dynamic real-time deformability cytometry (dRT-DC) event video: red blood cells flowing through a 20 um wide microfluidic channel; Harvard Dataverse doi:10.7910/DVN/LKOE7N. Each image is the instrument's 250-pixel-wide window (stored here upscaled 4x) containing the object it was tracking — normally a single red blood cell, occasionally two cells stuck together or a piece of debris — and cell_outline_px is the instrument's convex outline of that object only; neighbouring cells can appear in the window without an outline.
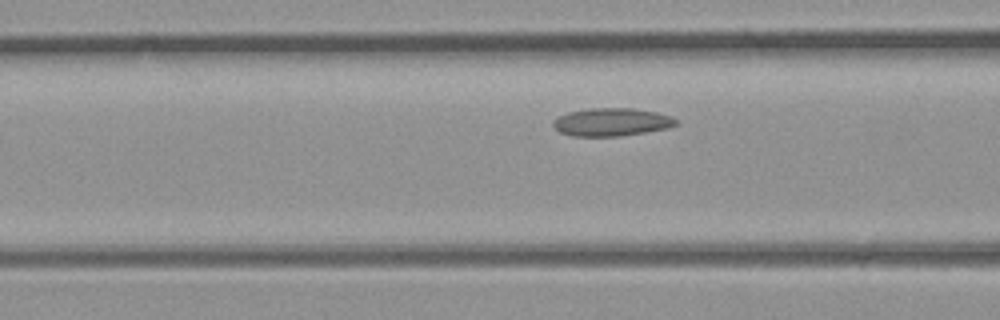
{"species": "common noctule bat (a hibernating species)", "species_latin": "Nyctalus noctula", "temperature_condition": "room temperature", "stored_images_in_passage": 6, "camera_frame_rate_fps": 3000, "um_per_image_px": 0.085, "animal": {"sex": "male", "body_mass_g": 23.1, "forearm_length_mm": 52.7}, "frame": {"image": 1, "passage_image": 6, "time_ms": 1.667, "image_size_px": [1000, 320], "cell_outline_px": [[680, 124], [668, 128], [620, 136], [572, 136], [560, 132], [552, 124], [556, 116], [568, 112], [588, 108], [636, 108], [656, 112], [672, 116]], "centroid_in_image_um": [51.99, 10.36], "position_along_channel_um": 114.6, "area_um2": 20.17}}